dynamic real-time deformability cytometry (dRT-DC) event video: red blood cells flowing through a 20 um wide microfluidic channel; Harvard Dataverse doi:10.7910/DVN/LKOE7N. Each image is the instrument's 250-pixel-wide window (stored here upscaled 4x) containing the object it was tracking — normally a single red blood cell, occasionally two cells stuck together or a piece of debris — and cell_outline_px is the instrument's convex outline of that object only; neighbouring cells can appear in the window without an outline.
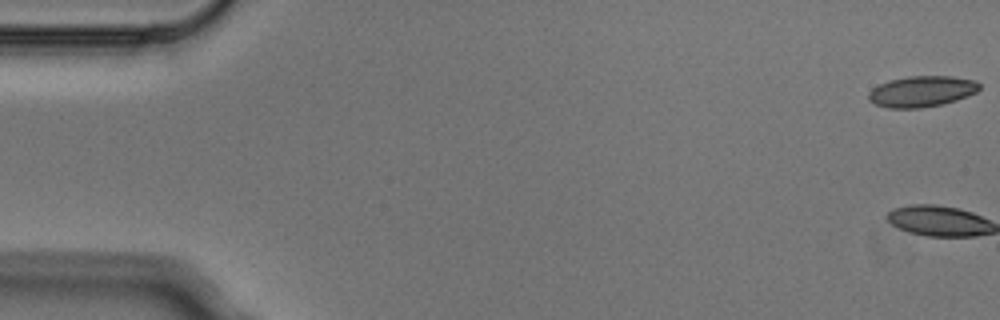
{"species": "Egyptian fruit bat (a non-hibernating species)", "species_latin": "Rousettus aegyptiacus", "temperature_condition": "cold", "stored_images_in_passage": 3, "camera_frame_rate_fps": 3000, "um_per_image_px": 0.085, "animal": {"sex": "male"}, "frame": {"image": 1, "passage_image": 1, "time_ms": 0.0, "image_size_px": [1000, 320], "cell_outline_px": [[980, 88], [976, 92], [956, 100], [944, 104], [920, 108], [888, 108], [876, 104], [868, 100], [868, 92], [872, 88], [888, 80], [908, 76], [952, 76], [976, 80], [980, 84]], "centroid_in_image_um": [78.34, 7.76], "position_along_channel_um": 6.7, "area_um2": 20.11}}